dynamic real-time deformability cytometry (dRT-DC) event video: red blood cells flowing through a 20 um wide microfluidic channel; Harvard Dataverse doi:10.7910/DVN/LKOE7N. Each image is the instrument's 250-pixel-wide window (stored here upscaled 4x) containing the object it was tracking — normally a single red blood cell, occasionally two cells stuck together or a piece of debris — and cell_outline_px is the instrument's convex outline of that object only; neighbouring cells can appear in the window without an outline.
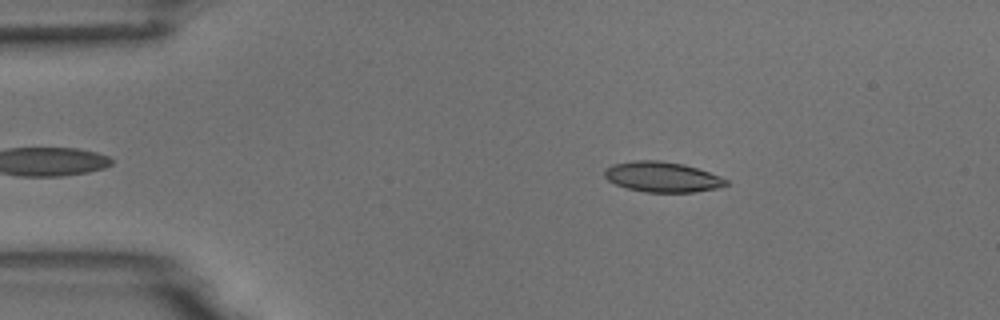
{"species": "common noctule bat (a hibernating species)", "species_latin": "Nyctalus noctula", "temperature_condition": "room temperature", "stored_images_in_passage": 42, "camera_frame_rate_fps": 3000, "um_per_image_px": 0.085, "animal": {"sex": "male", "body_mass_g": 18.8}, "frame": {"image": 1, "passage_image": 5, "time_ms": 1.333, "image_size_px": [1000, 320], "cell_outline_px": [[728, 184], [716, 188], [692, 192], [644, 192], [628, 188], [616, 184], [608, 180], [604, 176], [604, 168], [612, 164], [636, 160], [660, 160], [684, 164], [720, 176], [728, 180]], "centroid_in_image_um": [56.26, 15.03], "position_along_channel_um": 28.7, "area_um2": 21.39}}
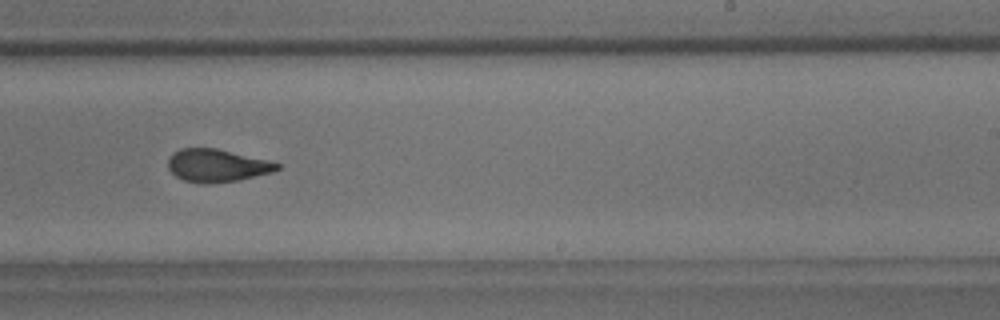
{"frame": {"image": 2, "passage_image": 29, "time_ms": 9.333, "image_size_px": [1000, 320], "cell_outline_px": [[280, 168], [272, 172], [240, 180], [204, 184], [200, 184], [184, 180], [176, 176], [168, 168], [168, 160], [180, 148], [216, 148], [268, 160], [280, 164]], "centroid_in_image_um": [18.45, 14.08], "position_along_channel_um": 270.5, "area_um2": 20.69}}
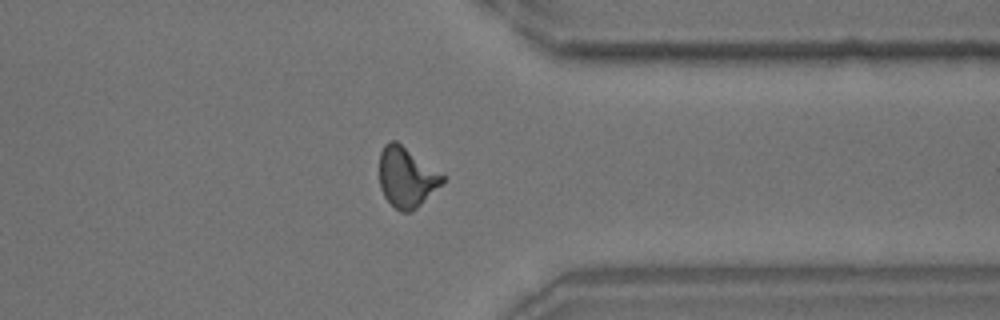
{"frame": {"image": 3, "passage_image": 38, "time_ms": 12.333, "image_size_px": [1000, 320], "cell_outline_px": [[444, 180], [416, 208], [408, 212], [400, 212], [384, 196], [380, 188], [380, 152], [384, 144], [388, 140], [396, 140], [444, 176]], "centroid_in_image_um": [34.5, 15.04], "position_along_channel_um": 376.9, "area_um2": 21.5}, "authors_computed_cell_mechanics": {"area_um2": 21.386, "velocity_mm_per_s": 3.7094, "shape_relaxation_time_tau1_ms": 8.1782, "shape_relaxation_time_tau2_ms": 1.2962, "deformation_change_tau1": 0.2154, "deformation_change_tau2": 0.0832}}